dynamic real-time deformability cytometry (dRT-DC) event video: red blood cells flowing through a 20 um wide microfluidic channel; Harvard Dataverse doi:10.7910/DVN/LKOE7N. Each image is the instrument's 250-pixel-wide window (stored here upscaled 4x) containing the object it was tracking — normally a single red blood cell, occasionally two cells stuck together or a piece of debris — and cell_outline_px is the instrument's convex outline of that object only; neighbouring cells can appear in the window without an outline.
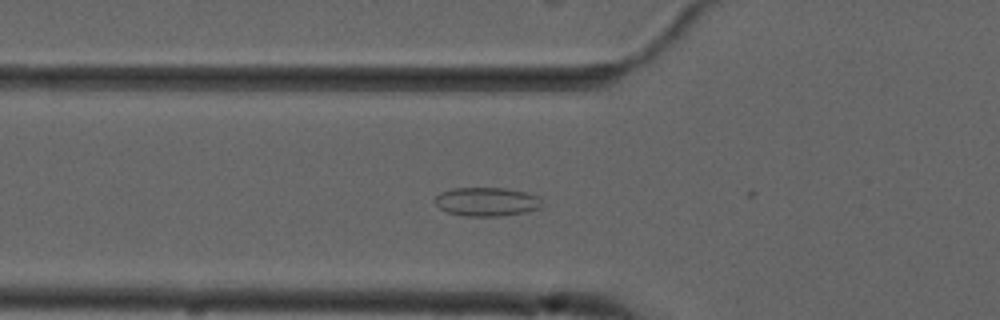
{"species": "common noctule bat (a hibernating species)", "species_latin": "Nyctalus noctula", "temperature_condition": "cold", "stored_images_in_passage": 20, "camera_frame_rate_fps": 3000, "um_per_image_px": 0.085, "animal": {"sex": "male", "forearm_length_mm": 52.5}, "frame": {"image": 1, "passage_image": 19, "time_ms": 6.0, "image_size_px": [1000, 320], "cell_outline_px": [[540, 208], [524, 212], [500, 216], [468, 216], [448, 212], [440, 208], [432, 200], [440, 192], [452, 188], [504, 188], [524, 192], [540, 196]], "centroid_in_image_um": [41.33, 17.14], "position_along_channel_um": 84.5, "area_um2": 17.86}}